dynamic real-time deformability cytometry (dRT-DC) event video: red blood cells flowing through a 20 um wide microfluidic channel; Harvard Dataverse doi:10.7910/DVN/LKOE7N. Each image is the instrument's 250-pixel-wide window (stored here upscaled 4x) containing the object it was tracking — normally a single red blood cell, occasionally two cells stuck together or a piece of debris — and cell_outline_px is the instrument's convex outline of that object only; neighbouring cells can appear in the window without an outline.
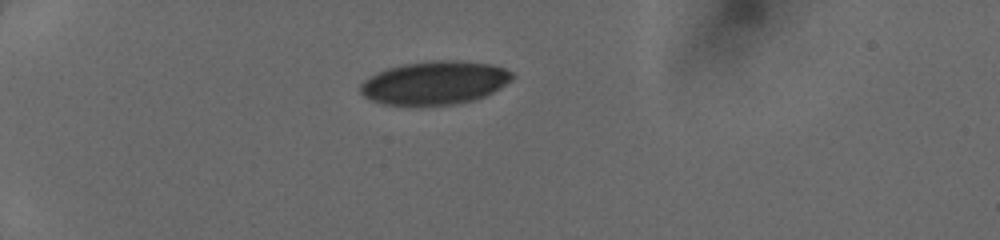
{"species": "human", "species_latin": "Homo sapiens", "temperature_condition": "cold", "stored_images_in_passage": 19, "camera_frame_rate_fps": 3000, "um_per_image_px": 0.085, "donor": {"sex": "female"}, "frame": {"image": 1, "passage_image": 1, "time_ms": 0.0, "image_size_px": [1000, 240], "cell_outline_px": [[512, 80], [492, 92], [484, 96], [472, 100], [456, 104], [420, 108], [416, 108], [384, 104], [372, 100], [364, 96], [360, 92], [360, 84], [364, 80], [388, 68], [404, 64], [432, 60], [456, 60], [492, 64], [504, 68], [512, 72]], "centroid_in_image_um": [36.93, 7.07], "position_along_channel_um": 48.1, "area_um2": 38.9}}
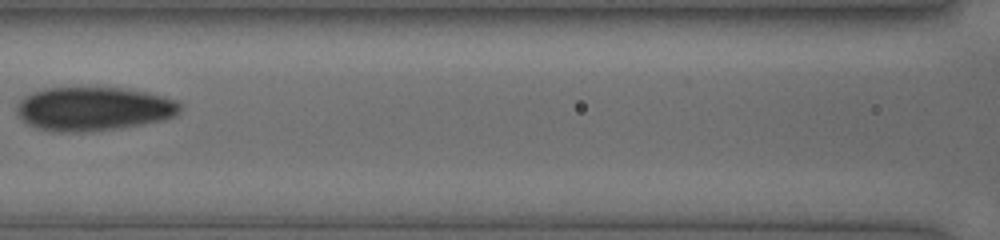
{"frame": {"image": 2, "passage_image": 10, "time_ms": 3.667, "image_size_px": [1000, 240], "cell_outline_px": [[180, 112], [176, 116], [164, 120], [144, 124], [120, 128], [84, 132], [52, 132], [36, 128], [20, 120], [16, 116], [16, 104], [24, 96], [32, 92], [44, 88], [124, 88], [148, 92], [164, 96], [176, 100], [180, 104]], "centroid_in_image_um": [7.92, 9.26], "position_along_channel_um": 158.7, "area_um2": 42.31}}
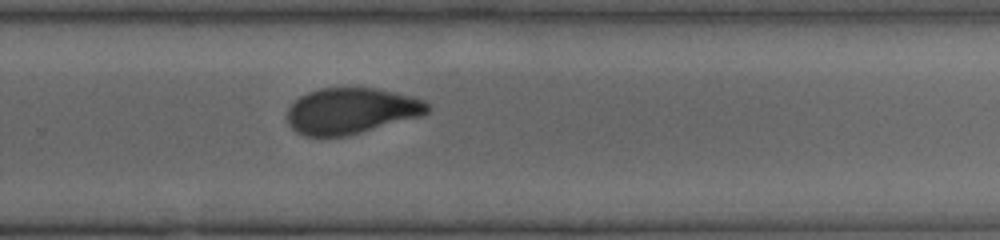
{"frame": {"image": 3, "passage_image": 19, "time_ms": 7.0, "image_size_px": [1000, 240], "cell_outline_px": [[432, 108], [428, 112], [420, 116], [348, 136], [304, 136], [296, 132], [288, 124], [288, 108], [300, 96], [308, 92], [320, 88], [376, 88], [396, 92], [412, 96], [424, 100]], "centroid_in_image_um": [29.86, 9.42], "position_along_channel_um": 299.9, "area_um2": 37.63}}